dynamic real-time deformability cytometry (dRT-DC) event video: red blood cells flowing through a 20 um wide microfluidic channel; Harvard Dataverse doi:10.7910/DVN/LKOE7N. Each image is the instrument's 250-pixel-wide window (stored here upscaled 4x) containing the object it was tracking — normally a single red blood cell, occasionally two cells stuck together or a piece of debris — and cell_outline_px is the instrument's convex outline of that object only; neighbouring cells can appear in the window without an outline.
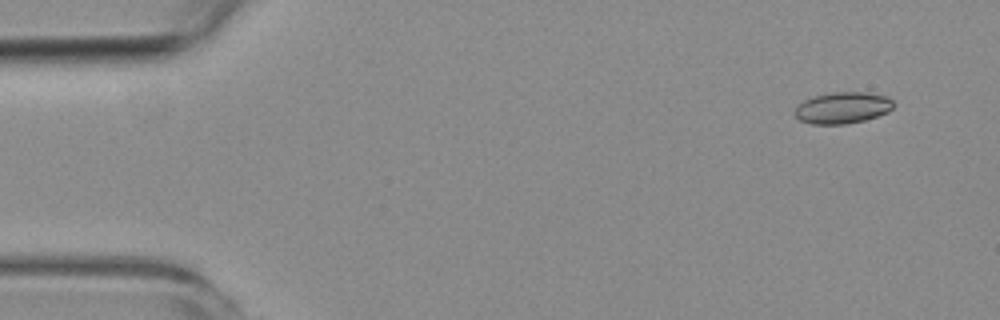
{"species": "common noctule bat (a hibernating species)", "species_latin": "Nyctalus noctula", "temperature_condition": "room temperature", "stored_images_in_passage": 6, "camera_frame_rate_fps": 3000, "um_per_image_px": 0.085, "animal": {"sex": "female", "body_mass_g": 19.3, "forearm_length_mm": 54.1}, "frame": {"image": 1, "passage_image": 1, "time_ms": 0.0, "image_size_px": [1000, 320], "cell_outline_px": [[892, 108], [888, 112], [864, 120], [844, 124], [812, 124], [800, 120], [792, 112], [804, 100], [816, 96], [832, 92], [868, 92], [888, 96], [892, 100]], "centroid_in_image_um": [71.62, 9.16], "position_along_channel_um": 13.4, "area_um2": 17.98}}
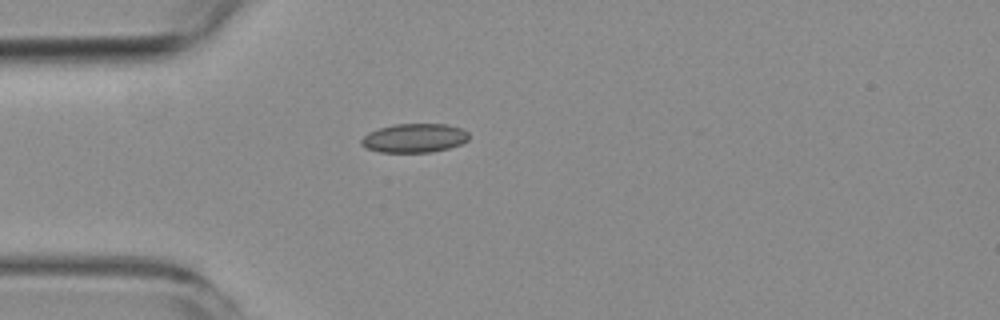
{"frame": {"image": 2, "passage_image": 4, "time_ms": 3.667, "image_size_px": [1000, 320], "cell_outline_px": [[468, 140], [460, 144], [448, 148], [432, 152], [380, 152], [364, 148], [360, 144], [360, 140], [368, 132], [380, 128], [396, 124], [448, 124], [460, 128], [468, 132]], "centroid_in_image_um": [35.19, 11.74], "position_along_channel_um": 49.8, "area_um2": 18.15}}
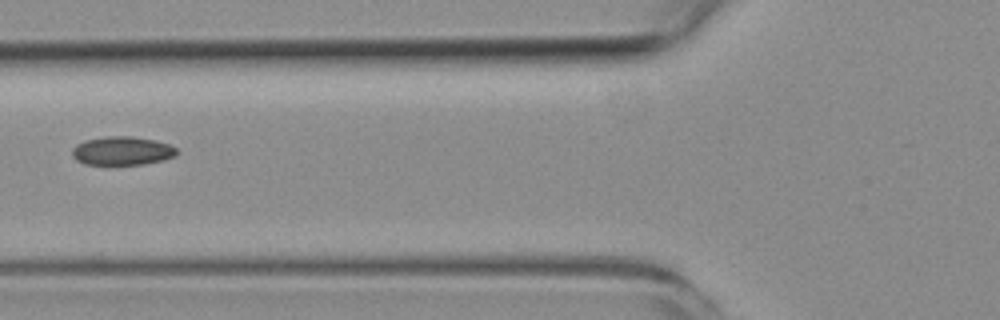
{"frame": {"image": 3, "passage_image": 6, "time_ms": 5.667, "image_size_px": [1000, 320], "cell_outline_px": [[176, 156], [164, 160], [144, 164], [112, 168], [108, 168], [84, 164], [76, 160], [72, 156], [72, 148], [76, 144], [84, 140], [108, 136], [132, 136], [156, 140], [168, 144], [176, 148]], "centroid_in_image_um": [10.33, 12.88], "position_along_channel_um": 115.5, "area_um2": 18.44}}